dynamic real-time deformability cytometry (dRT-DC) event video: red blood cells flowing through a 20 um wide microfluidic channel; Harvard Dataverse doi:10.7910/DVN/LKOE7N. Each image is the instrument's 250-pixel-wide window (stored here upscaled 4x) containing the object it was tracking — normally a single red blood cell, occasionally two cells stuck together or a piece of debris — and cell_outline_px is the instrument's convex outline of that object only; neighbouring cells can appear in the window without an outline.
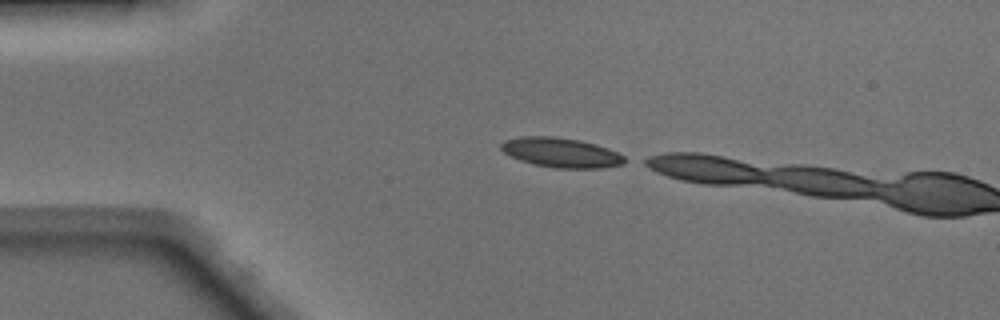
{"species": "Egyptian fruit bat (a non-hibernating species)", "species_latin": "Rousettus aegyptiacus", "temperature_condition": "warm", "stored_images_in_passage": 2, "camera_frame_rate_fps": 3000, "um_per_image_px": 0.085, "animal": {"sex": "male"}, "frame": {"image": 1, "passage_image": 1, "time_ms": 0.0, "image_size_px": [1000, 320], "cell_outline_px": [[632, 160], [624, 164], [600, 168], [556, 168], [536, 164], [520, 160], [504, 152], [500, 148], [500, 144], [504, 140], [524, 136], [552, 136], [580, 140], [596, 144], [608, 148]], "centroid_in_image_um": [47.75, 12.97], "position_along_channel_um": 37.3, "area_um2": 21.39}}